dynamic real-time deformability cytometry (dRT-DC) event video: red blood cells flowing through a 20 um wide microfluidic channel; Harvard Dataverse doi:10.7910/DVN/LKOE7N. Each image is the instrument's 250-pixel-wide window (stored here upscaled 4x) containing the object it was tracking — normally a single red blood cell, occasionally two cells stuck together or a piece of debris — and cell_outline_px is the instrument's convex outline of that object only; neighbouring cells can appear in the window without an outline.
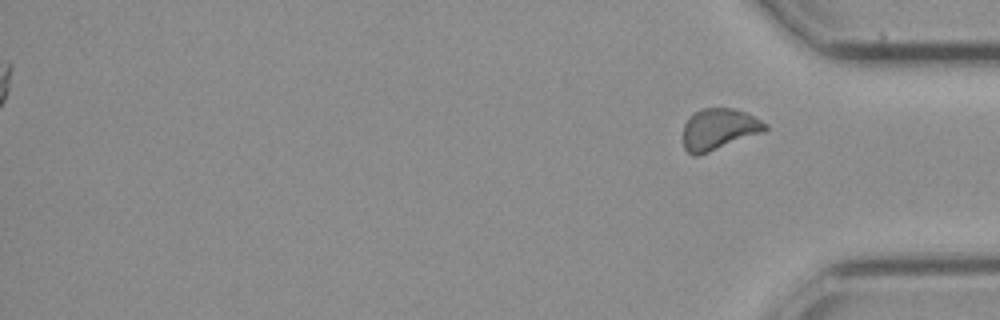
{"species": "common noctule bat (a hibernating species)", "species_latin": "Nyctalus noctula", "temperature_condition": "cold", "stored_images_in_passage": 22, "segment_of_instrument_passage": [2, 2], "camera_frame_rate_fps": 3000, "um_per_image_px": 0.085, "animal": {"sex": "female", "body_mass_g": 21.9}, "frame": {"image": 1, "passage_image": 22, "time_ms": 7.0, "image_size_px": [1000, 320], "cell_outline_px": [[768, 128], [764, 132], [708, 152], [696, 156], [692, 156], [684, 148], [684, 124], [688, 116], [704, 108], [736, 108], [748, 112], [768, 124]], "centroid_in_image_um": [61.13, 10.96], "position_along_channel_um": 374.1, "area_um2": 19.88}}